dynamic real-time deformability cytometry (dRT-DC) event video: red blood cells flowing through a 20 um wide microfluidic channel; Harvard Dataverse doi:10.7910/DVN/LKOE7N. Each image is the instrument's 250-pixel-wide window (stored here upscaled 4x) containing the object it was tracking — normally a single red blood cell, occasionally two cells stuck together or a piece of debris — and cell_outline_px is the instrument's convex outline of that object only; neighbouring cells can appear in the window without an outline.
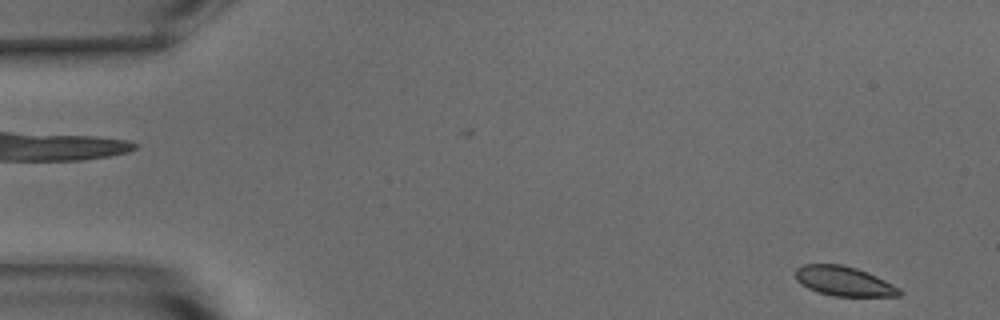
{"species": "common noctule bat (a hibernating species)", "species_latin": "Nyctalus noctula", "temperature_condition": "warm", "stored_images_in_passage": 53, "camera_frame_rate_fps": 3000, "um_per_image_px": 0.085, "animal": {"sex": "male", "body_mass_g": 15.6}, "frame": {"image": 1, "passage_image": 2, "time_ms": 0.333, "image_size_px": [1000, 320], "cell_outline_px": [[904, 292], [900, 296], [832, 296], [808, 288], [800, 284], [796, 280], [796, 268], [804, 264], [840, 264], [856, 268], [868, 272], [900, 288]], "centroid_in_image_um": [71.74, 23.9], "position_along_channel_um": 13.3, "area_um2": 17.92}}
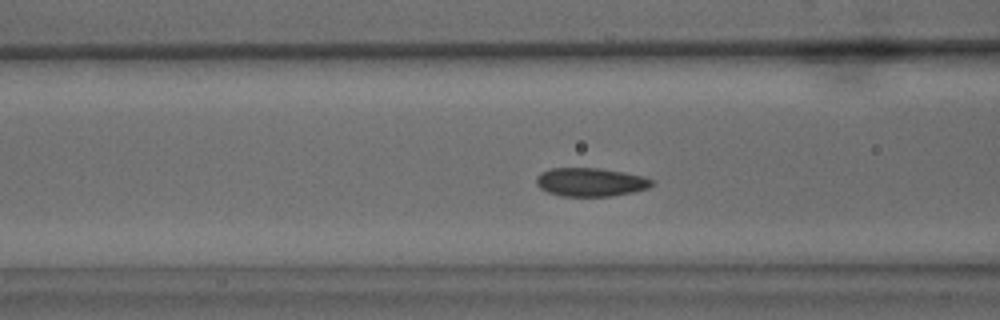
{"frame": {"image": 2, "passage_image": 20, "time_ms": 6.333, "image_size_px": [1000, 320], "cell_outline_px": [[656, 184], [648, 188], [632, 192], [612, 196], [560, 196], [548, 192], [540, 188], [536, 184], [536, 176], [540, 172], [548, 168], [600, 168], [624, 172], [644, 176], [656, 180]], "centroid_in_image_um": [50.22, 15.47], "position_along_channel_um": 116.4, "area_um2": 19.54}}
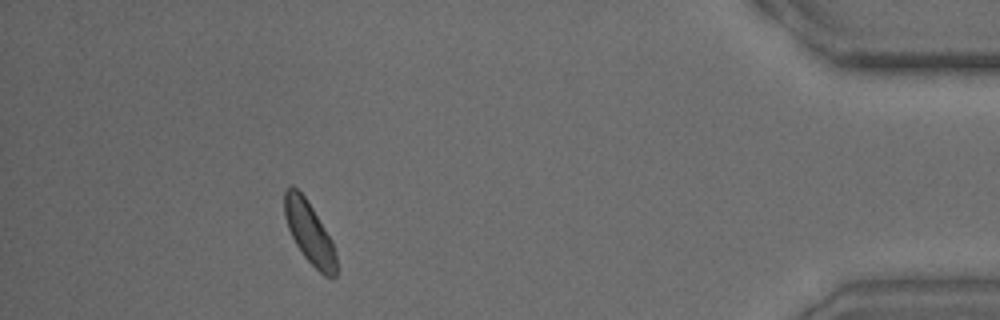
{"frame": {"image": 3, "passage_image": 48, "time_ms": 15.667, "image_size_px": [1000, 320], "cell_outline_px": [[336, 276], [324, 276], [304, 256], [296, 244], [288, 228], [284, 216], [284, 192], [292, 184], [304, 196], [312, 208], [332, 240], [336, 252]], "centroid_in_image_um": [26.29, 19.76], "position_along_channel_um": 408.9, "area_um2": 18.38}, "authors_computed_cell_mechanics": {"area_um2": 18.9006, "velocity_mm_per_s": 3.7114, "shape_relaxation_time_tau1_ms": 2.9714, "shape_relaxation_time_tau2_ms": null, "deformation_change_tau1": 0.0885, "deformation_change_tau2": null}}